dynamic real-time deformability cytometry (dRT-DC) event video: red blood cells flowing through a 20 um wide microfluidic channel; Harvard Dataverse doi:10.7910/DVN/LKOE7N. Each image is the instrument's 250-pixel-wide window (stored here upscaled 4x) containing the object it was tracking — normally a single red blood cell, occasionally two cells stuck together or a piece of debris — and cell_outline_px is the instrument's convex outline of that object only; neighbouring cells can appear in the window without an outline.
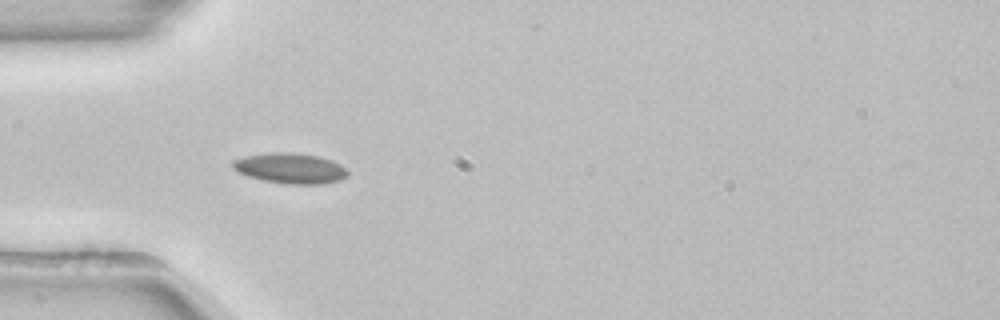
{"species": "common noctule bat (a hibernating species)", "species_latin": "Nyctalus noctula", "temperature_condition": "room temperature", "stored_images_in_passage": 46, "camera_frame_rate_fps": 3000, "um_per_image_px": 0.085, "animal": {"sex": "female", "body_mass_g": 22.7, "forearm_length_mm": 54.2}, "frame": {"image": 1, "passage_image": 14, "time_ms": 4.333, "image_size_px": [1000, 320], "cell_outline_px": [[348, 176], [340, 180], [324, 184], [284, 184], [264, 180], [248, 176], [232, 168], [232, 160], [244, 156], [272, 152], [288, 152], [320, 156], [332, 160], [340, 164], [348, 172]], "centroid_in_image_um": [24.68, 14.3], "position_along_channel_um": 60.3, "area_um2": 20.46}, "authors_computed_cell_mechanics": {"area_um2": 19.4497, "velocity_mm_per_s": 3.8648, "shape_relaxation_time_tau1_ms": 6.3832, "shape_relaxation_time_tau2_ms": 2.254, "deformation_change_tau1": 0.0975, "deformation_change_tau2": 0.0539}}